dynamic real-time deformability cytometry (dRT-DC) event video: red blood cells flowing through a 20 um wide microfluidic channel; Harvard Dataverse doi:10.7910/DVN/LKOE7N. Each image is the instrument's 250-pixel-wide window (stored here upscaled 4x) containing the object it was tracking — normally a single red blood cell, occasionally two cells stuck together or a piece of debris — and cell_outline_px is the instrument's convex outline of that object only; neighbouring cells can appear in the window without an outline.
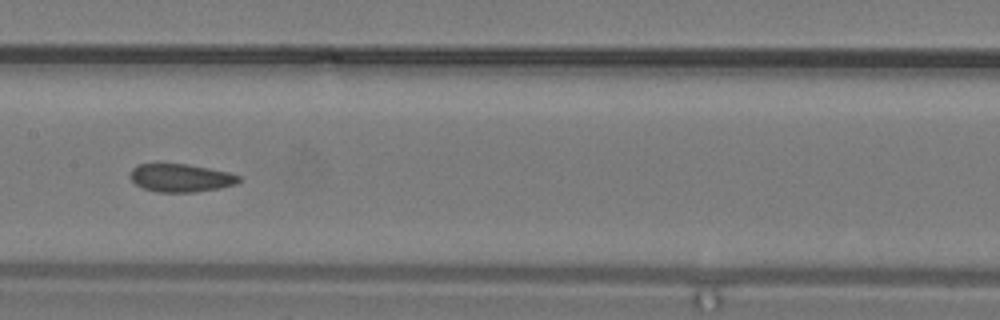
{"species": "common noctule bat (a hibernating species)", "species_latin": "Nyctalus noctula", "temperature_condition": "warm", "stored_images_in_passage": 14, "camera_frame_rate_fps": 3000, "um_per_image_px": 0.085, "animal": {"sex": "male", "body_mass_g": 19.2, "forearm_length_mm": 51.8}, "frame": {"image": 1, "passage_image": 8, "time_ms": 2.333, "image_size_px": [1000, 320], "cell_outline_px": [[240, 180], [236, 184], [220, 188], [196, 192], [156, 192], [144, 188], [136, 184], [128, 176], [132, 168], [136, 164], [188, 164], [228, 172], [240, 176]], "centroid_in_image_um": [15.34, 15.12], "position_along_channel_um": 192.1, "area_um2": 17.8}}
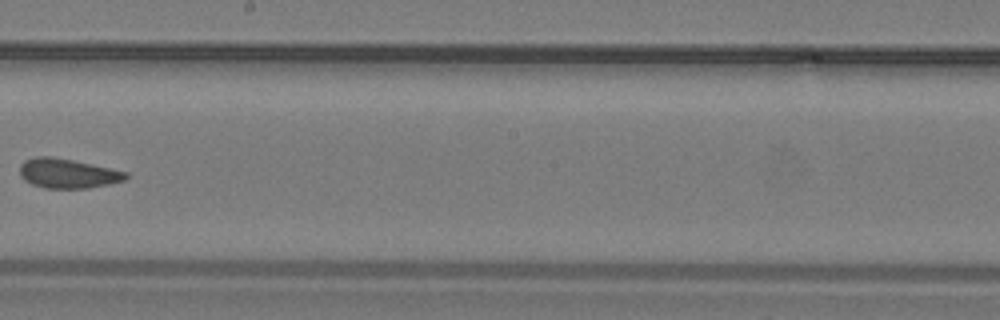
{"frame": {"image": 2, "passage_image": 10, "time_ms": 3.0, "image_size_px": [1000, 320], "cell_outline_px": [[128, 176], [124, 180], [108, 184], [88, 188], [44, 188], [32, 184], [24, 180], [20, 176], [20, 164], [24, 160], [36, 156], [52, 156], [72, 160], [128, 172]], "centroid_in_image_um": [5.71, 14.73], "position_along_channel_um": 242.5, "area_um2": 18.21}}